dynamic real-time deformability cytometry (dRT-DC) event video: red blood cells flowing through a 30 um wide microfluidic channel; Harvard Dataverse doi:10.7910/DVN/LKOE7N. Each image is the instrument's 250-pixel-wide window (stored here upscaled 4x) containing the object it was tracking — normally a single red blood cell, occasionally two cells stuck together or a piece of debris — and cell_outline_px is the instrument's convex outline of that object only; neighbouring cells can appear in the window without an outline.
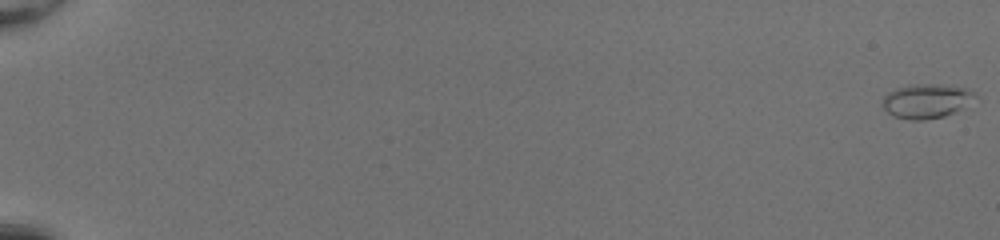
{"species": "common noctule bat (a hibernating species)", "species_latin": "Nyctalus noctula", "temperature_condition": "room temperature", "stored_images_in_passage": 53, "camera_frame_rate_fps": 3000, "um_per_image_px": 0.085, "animal": {"sex": "female", "body_mass_g": 20.0, "forearm_length_mm": 54.0}, "frame": {"image": 1, "passage_image": 1, "time_ms": 0.0, "image_size_px": [1000, 240], "cell_outline_px": [[980, 96], [956, 112], [944, 116], [924, 120], [912, 120], [892, 116], [880, 104], [884, 96], [888, 92], [896, 88], [908, 84], [940, 84], [968, 88], [976, 92]], "centroid_in_image_um": [78.77, 8.57], "position_along_channel_um": 6.2, "area_um2": 18.96}}
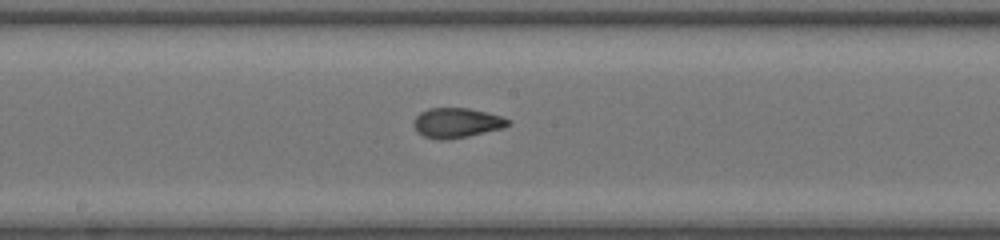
{"frame": {"image": 2, "passage_image": 32, "time_ms": 10.333, "image_size_px": [1000, 240], "cell_outline_px": [[512, 124], [504, 128], [468, 136], [448, 140], [440, 140], [424, 136], [416, 132], [412, 124], [416, 116], [420, 112], [428, 108], [468, 108], [500, 116], [512, 120]], "centroid_in_image_um": [38.81, 10.45], "position_along_channel_um": 209.4, "area_um2": 16.59}}
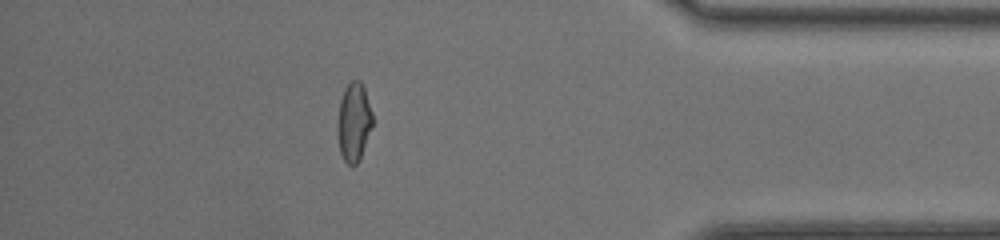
{"frame": {"image": 3, "passage_image": 48, "time_ms": 15.667, "image_size_px": [1000, 240], "cell_outline_px": [[372, 124], [360, 160], [356, 164], [348, 164], [344, 160], [340, 152], [336, 128], [336, 124], [340, 100], [344, 88], [352, 80], [360, 80], [364, 88], [372, 112]], "centroid_in_image_um": [30.05, 10.36], "position_along_channel_um": 405.2, "area_um2": 16.07}, "authors_computed_cell_mechanics": {"area_um2": 16.2996, "velocity_mm_per_s": 4.1922, "shape_relaxation_time_tau1_ms": 8.0113, "shape_relaxation_time_tau2_ms": 0.9471, "deformation_change_tau1": 0.2755, "deformation_change_tau2": 0.0629}}